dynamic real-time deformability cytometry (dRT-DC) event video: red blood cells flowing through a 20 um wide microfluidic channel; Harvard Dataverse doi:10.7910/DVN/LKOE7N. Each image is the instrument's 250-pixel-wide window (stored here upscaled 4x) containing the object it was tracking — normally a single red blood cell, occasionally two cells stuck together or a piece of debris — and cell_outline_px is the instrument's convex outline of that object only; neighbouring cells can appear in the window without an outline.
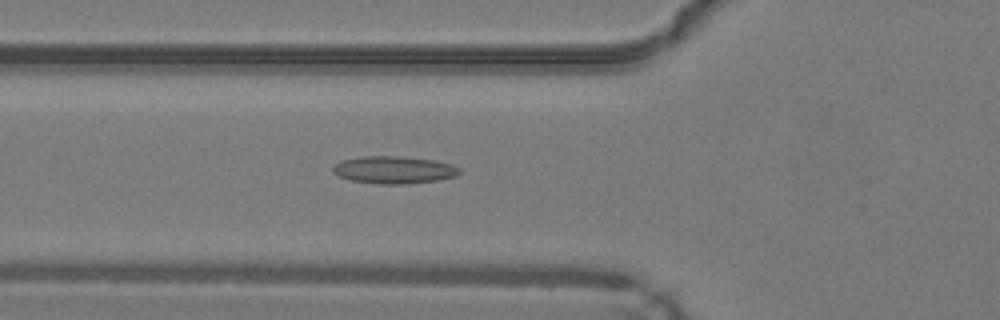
{"species": "common noctule bat (a hibernating species)", "species_latin": "Nyctalus noctula", "temperature_condition": "warm", "stored_images_in_passage": 49, "camera_frame_rate_fps": 3000, "um_per_image_px": 0.085, "animal": {"sex": "male", "body_mass_g": 19.2, "forearm_length_mm": 51.8}, "frame": {"image": 1, "passage_image": 18, "time_ms": 5.667, "image_size_px": [1000, 320], "cell_outline_px": [[460, 172], [456, 176], [436, 180], [408, 184], [376, 184], [352, 180], [340, 176], [332, 172], [332, 168], [340, 160], [364, 156], [400, 156], [436, 160], [452, 164], [460, 168]], "centroid_in_image_um": [33.49, 14.43], "position_along_channel_um": 92.3, "area_um2": 20.29}}
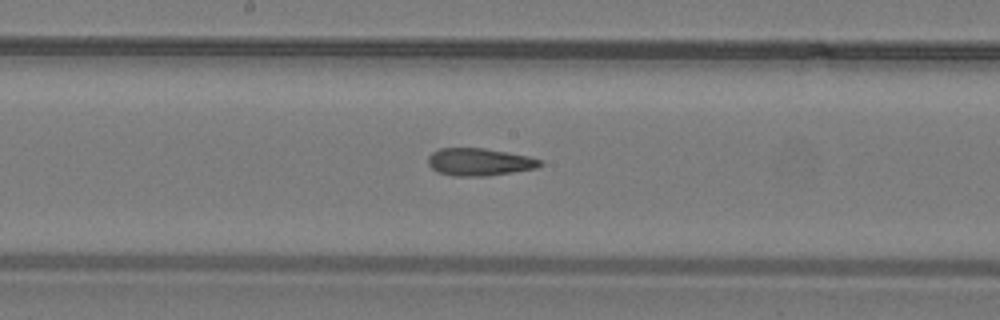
{"frame": {"image": 2, "passage_image": 26, "time_ms": 8.333, "image_size_px": [1000, 320], "cell_outline_px": [[544, 164], [536, 168], [488, 176], [452, 176], [436, 172], [428, 164], [428, 156], [432, 152], [440, 148], [484, 148], [528, 156], [540, 160]], "centroid_in_image_um": [40.71, 13.77], "position_along_channel_um": 207.5, "area_um2": 17.98}}
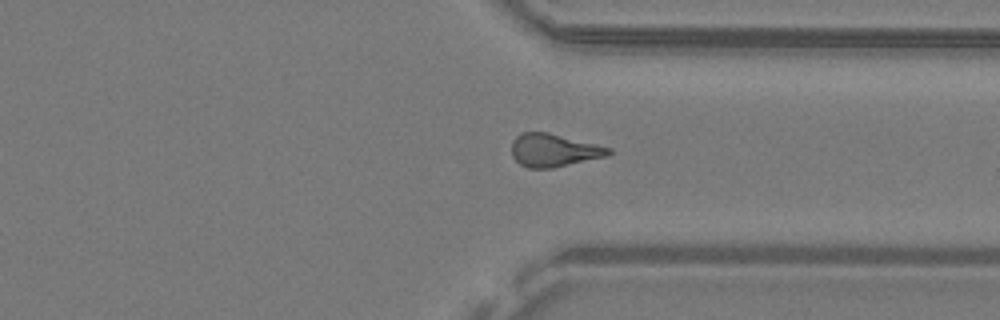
{"frame": {"image": 3, "passage_image": 37, "time_ms": 12.0, "image_size_px": [1000, 320], "cell_outline_px": [[612, 152], [608, 156], [552, 168], [528, 168], [520, 164], [512, 156], [512, 140], [520, 132], [548, 132], [612, 148]], "centroid_in_image_um": [47.07, 12.77], "position_along_channel_um": 364.3, "area_um2": 18.67}, "authors_computed_cell_mechanics": {"area_um2": 18.6694, "velocity_mm_per_s": 4.2872, "shape_relaxation_time_tau1_ms": null, "shape_relaxation_time_tau2_ms": 3.2681, "deformation_change_tau1": null, "deformation_change_tau2": 0.1447}}